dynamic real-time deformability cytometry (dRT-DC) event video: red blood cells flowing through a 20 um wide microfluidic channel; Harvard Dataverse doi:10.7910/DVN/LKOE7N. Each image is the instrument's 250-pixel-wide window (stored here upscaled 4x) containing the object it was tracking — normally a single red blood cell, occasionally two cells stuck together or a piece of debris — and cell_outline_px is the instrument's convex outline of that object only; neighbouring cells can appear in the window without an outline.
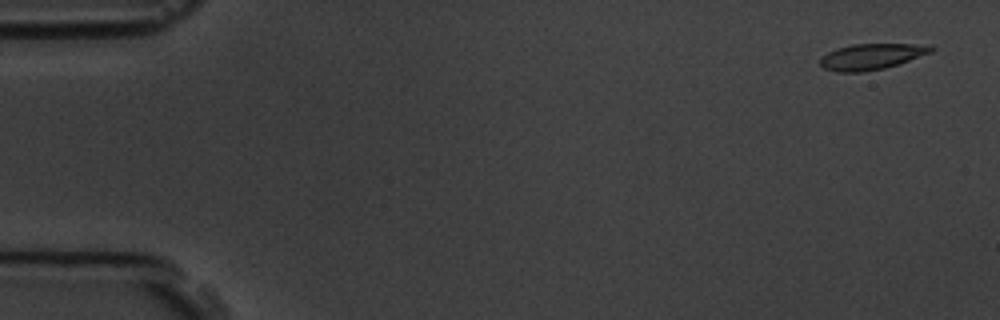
{"species": "common noctule bat (a hibernating species)", "species_latin": "Nyctalus noctula", "temperature_condition": "room temperature", "stored_images_in_passage": 5, "camera_frame_rate_fps": 3000, "um_per_image_px": 0.085, "animal": {"sex": "male", "body_mass_g": 19.5, "forearm_length_mm": 54.6}, "frame": {"image": 1, "passage_image": 1, "time_ms": 0.0, "image_size_px": [1000, 320], "cell_outline_px": [[936, 48], [932, 52], [884, 68], [864, 72], [836, 72], [824, 68], [820, 64], [820, 56], [836, 48], [852, 44], [932, 44]], "centroid_in_image_um": [74.07, 4.8], "position_along_channel_um": 10.9, "area_um2": 16.82}}